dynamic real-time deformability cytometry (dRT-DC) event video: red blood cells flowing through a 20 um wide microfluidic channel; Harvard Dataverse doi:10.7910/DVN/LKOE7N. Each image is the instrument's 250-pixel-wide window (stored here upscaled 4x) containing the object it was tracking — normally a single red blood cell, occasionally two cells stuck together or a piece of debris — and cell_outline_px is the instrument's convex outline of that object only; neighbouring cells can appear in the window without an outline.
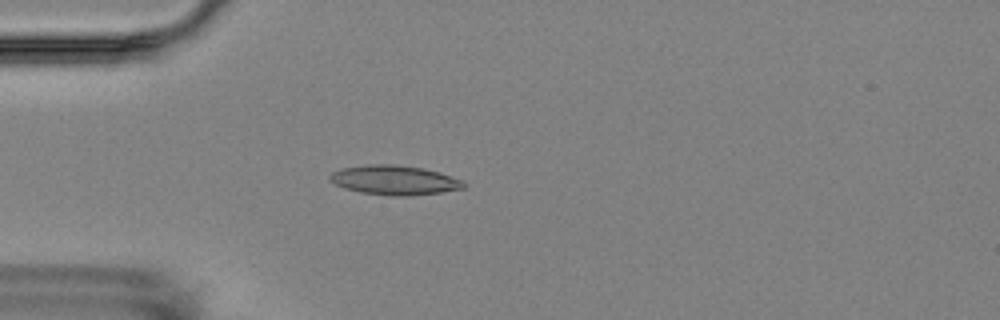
{"species": "Egyptian fruit bat (a non-hibernating species)", "species_latin": "Rousettus aegyptiacus", "temperature_condition": "room temperature", "stored_images_in_passage": 3, "camera_frame_rate_fps": 3000, "um_per_image_px": 0.085, "animal": {"sex": "female"}, "frame": {"image": 1, "passage_image": 3, "time_ms": 2.333, "image_size_px": [1000, 320], "cell_outline_px": [[468, 184], [464, 188], [440, 192], [412, 196], [388, 196], [360, 192], [344, 188], [328, 180], [328, 176], [332, 172], [344, 168], [368, 164], [392, 164], [424, 168], [440, 172], [464, 180]], "centroid_in_image_um": [33.56, 15.31], "position_along_channel_um": 51.4, "area_um2": 23.24}}